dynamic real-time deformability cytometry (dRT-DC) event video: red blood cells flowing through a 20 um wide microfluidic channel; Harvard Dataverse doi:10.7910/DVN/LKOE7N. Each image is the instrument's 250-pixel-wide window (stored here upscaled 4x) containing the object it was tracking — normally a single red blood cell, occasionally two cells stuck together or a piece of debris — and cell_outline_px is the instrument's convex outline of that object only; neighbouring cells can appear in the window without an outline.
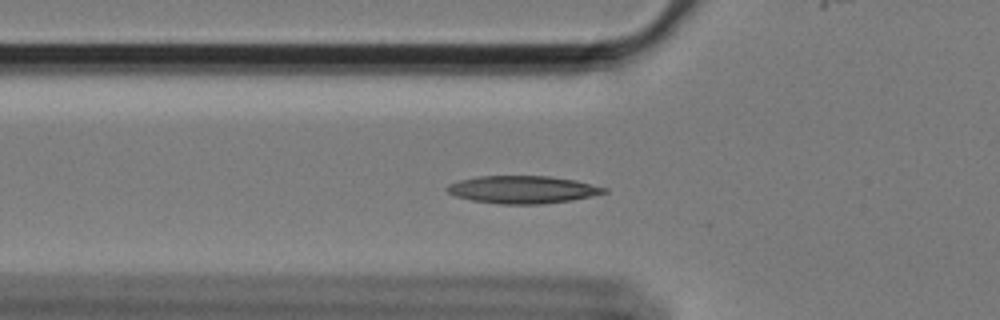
{"species": "Egyptian fruit bat (a non-hibernating species)", "species_latin": "Rousettus aegyptiacus", "temperature_condition": "cold", "stored_images_in_passage": 22, "camera_frame_rate_fps": 3000, "um_per_image_px": 0.085, "animal": {"sex": "female"}, "frame": {"image": 1, "passage_image": 2, "time_ms": 0.333, "image_size_px": [1000, 320], "cell_outline_px": [[608, 192], [572, 200], [544, 204], [500, 204], [472, 200], [456, 196], [448, 192], [444, 188], [448, 184], [460, 180], [476, 176], [548, 176], [576, 180], [608, 188]], "centroid_in_image_um": [44.42, 16.11], "position_along_channel_um": 81.4, "area_um2": 25.32}}
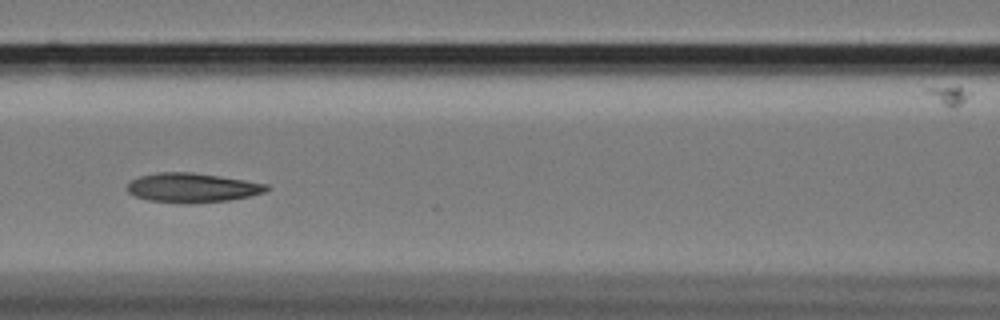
{"frame": {"image": 2, "passage_image": 8, "time_ms": 2.333, "image_size_px": [1000, 320], "cell_outline_px": [[272, 188], [264, 192], [252, 196], [228, 200], [188, 204], [176, 204], [148, 200], [136, 196], [128, 192], [128, 184], [132, 180], [140, 176], [160, 172], [192, 172], [220, 176], [268, 184]], "centroid_in_image_um": [16.37, 15.97], "position_along_channel_um": 150.2, "area_um2": 23.99}}
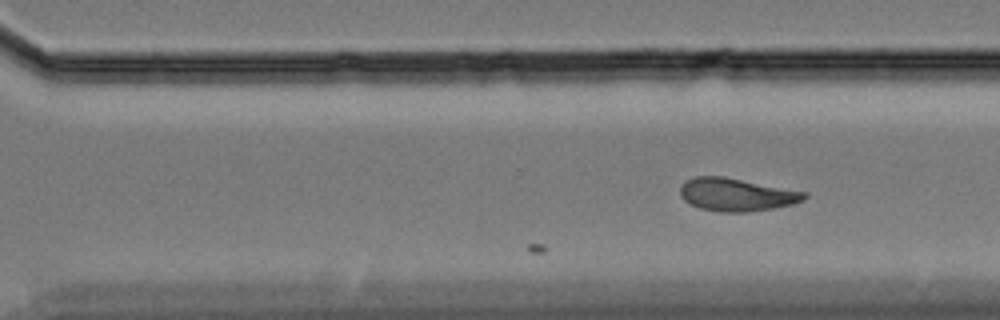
{"frame": {"image": 3, "passage_image": 22, "time_ms": 7.0, "image_size_px": [1000, 320], "cell_outline_px": [[808, 196], [804, 200], [796, 204], [748, 212], [720, 212], [700, 208], [684, 200], [680, 196], [680, 184], [684, 180], [696, 176], [724, 176], [808, 192]], "centroid_in_image_um": [62.62, 16.53], "position_along_channel_um": 308.0, "area_um2": 24.1}}